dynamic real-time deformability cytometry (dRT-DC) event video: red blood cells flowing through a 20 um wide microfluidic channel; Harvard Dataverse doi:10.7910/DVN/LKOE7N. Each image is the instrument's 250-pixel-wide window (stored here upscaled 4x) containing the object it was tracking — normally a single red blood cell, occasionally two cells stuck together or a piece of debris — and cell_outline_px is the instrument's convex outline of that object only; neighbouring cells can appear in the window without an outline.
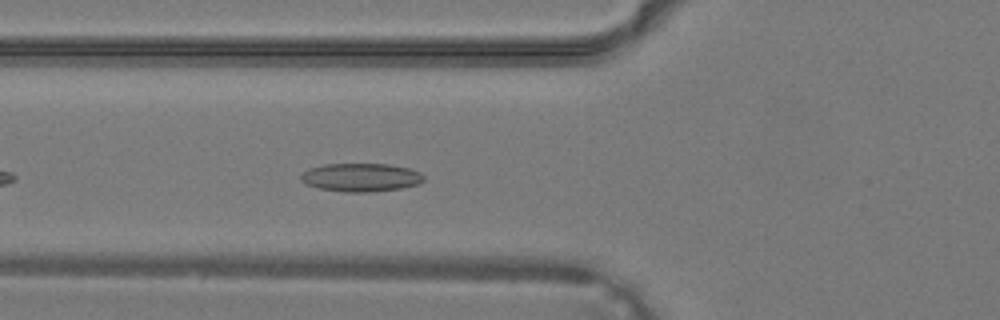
{"species": "common noctule bat (a hibernating species)", "species_latin": "Nyctalus noctula", "temperature_condition": "warm", "stored_images_in_passage": 37, "camera_frame_rate_fps": 3000, "um_per_image_px": 0.085, "animal": {"sex": "male", "body_mass_g": 19.2, "forearm_length_mm": 51.8}, "frame": {"image": 1, "passage_image": 13, "time_ms": 4.0, "image_size_px": [1000, 320], "cell_outline_px": [[424, 180], [420, 184], [400, 188], [368, 192], [344, 192], [320, 188], [304, 184], [300, 180], [300, 176], [308, 168], [324, 164], [388, 164], [408, 168], [420, 172], [424, 176]], "centroid_in_image_um": [30.66, 15.08], "position_along_channel_um": 95.1, "area_um2": 20.35}}
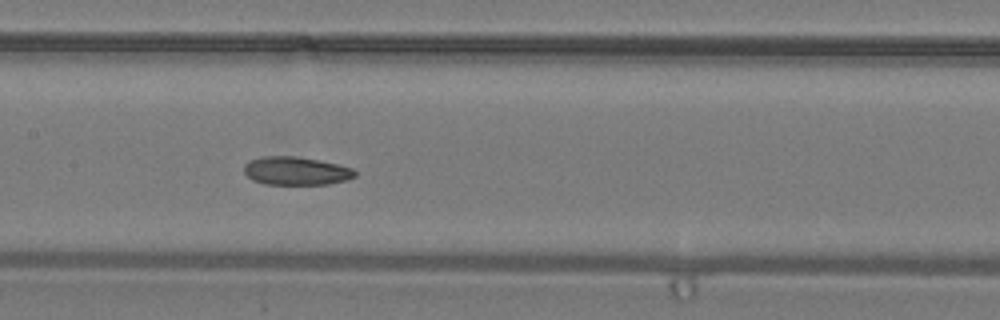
{"frame": {"image": 2, "passage_image": 18, "time_ms": 5.667, "image_size_px": [1000, 320], "cell_outline_px": [[356, 176], [344, 180], [328, 184], [264, 184], [252, 180], [244, 172], [244, 164], [248, 160], [264, 156], [292, 156], [316, 160], [336, 164], [352, 168], [356, 172]], "centroid_in_image_um": [25.11, 14.53], "position_along_channel_um": 182.3, "area_um2": 18.09}}
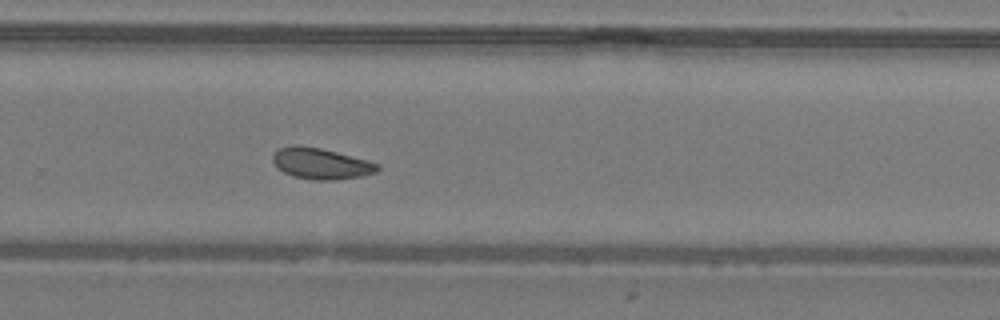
{"frame": {"image": 3, "passage_image": 25, "time_ms": 8.0, "image_size_px": [1000, 320], "cell_outline_px": [[380, 168], [376, 172], [360, 176], [332, 180], [316, 180], [292, 176], [284, 172], [272, 160], [272, 156], [280, 148], [292, 144], [300, 144], [320, 148], [368, 160], [380, 164]], "centroid_in_image_um": [27.29, 13.89], "position_along_channel_um": 302.5, "area_um2": 18.84}}